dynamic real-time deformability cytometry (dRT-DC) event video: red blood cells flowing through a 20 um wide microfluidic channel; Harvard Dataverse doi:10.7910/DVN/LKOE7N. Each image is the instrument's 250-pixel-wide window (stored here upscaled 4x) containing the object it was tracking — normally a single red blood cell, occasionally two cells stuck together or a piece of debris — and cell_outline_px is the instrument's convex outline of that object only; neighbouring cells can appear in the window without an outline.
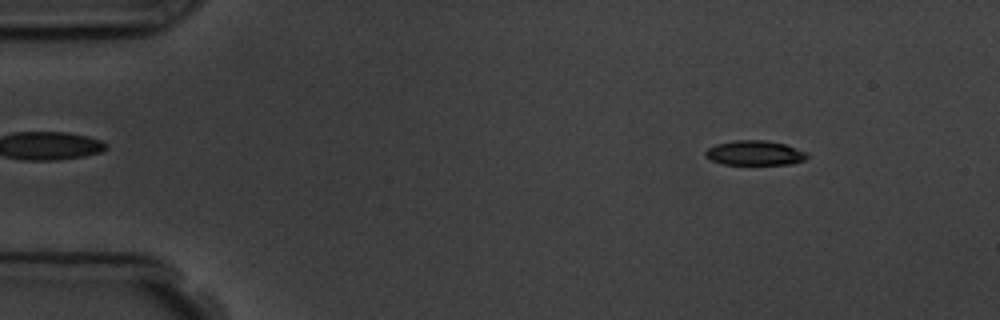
{"species": "common noctule bat (a hibernating species)", "species_latin": "Nyctalus noctula", "temperature_condition": "room temperature", "stored_images_in_passage": 4, "camera_frame_rate_fps": 3000, "um_per_image_px": 0.085, "animal": {"sex": "male", "body_mass_g": 19.5, "forearm_length_mm": 54.6}, "frame": {"image": 1, "passage_image": 2, "time_ms": 1.333, "image_size_px": [1000, 320], "cell_outline_px": [[808, 156], [804, 160], [792, 164], [724, 164], [712, 160], [704, 156], [704, 152], [708, 148], [716, 144], [736, 140], [764, 140], [784, 144], [808, 152]], "centroid_in_image_um": [64.16, 13.0], "position_along_channel_um": 20.8, "area_um2": 14.57}}